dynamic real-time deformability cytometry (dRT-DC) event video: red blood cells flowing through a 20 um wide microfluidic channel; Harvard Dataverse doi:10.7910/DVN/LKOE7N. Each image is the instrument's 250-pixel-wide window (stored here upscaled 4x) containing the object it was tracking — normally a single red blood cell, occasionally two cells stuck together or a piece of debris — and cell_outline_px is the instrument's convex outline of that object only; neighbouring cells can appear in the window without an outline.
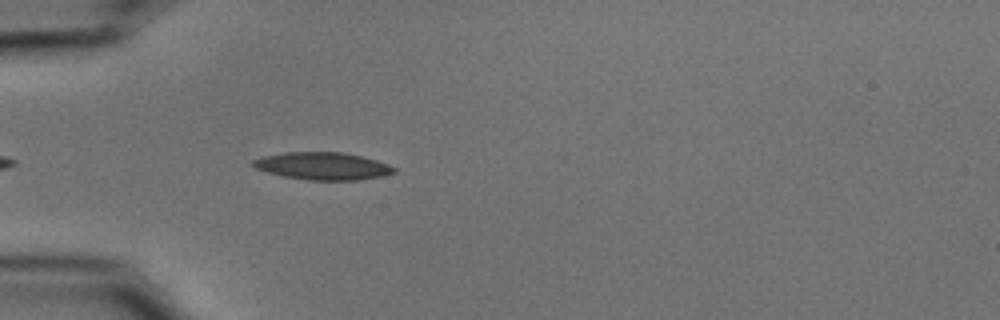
{"species": "common noctule bat (a hibernating species)", "species_latin": "Nyctalus noctula", "temperature_condition": "cold", "stored_images_in_passage": 8, "camera_frame_rate_fps": 3000, "um_per_image_px": 0.085, "animal": {"sex": "male", "body_mass_g": 15.6}, "frame": {"image": 1, "passage_image": 4, "time_ms": 1.0, "image_size_px": [1000, 320], "cell_outline_px": [[396, 172], [380, 176], [356, 180], [308, 180], [284, 176], [268, 172], [256, 168], [248, 164], [252, 160], [264, 156], [284, 152], [344, 152], [376, 160], [388, 164], [396, 168]], "centroid_in_image_um": [27.4, 14.1], "position_along_channel_um": 57.6, "area_um2": 22.48}}